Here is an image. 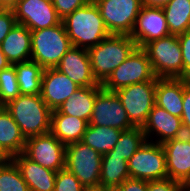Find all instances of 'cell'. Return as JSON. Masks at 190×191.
I'll list each match as a JSON object with an SVG mask.
<instances>
[{
	"mask_svg": "<svg viewBox=\"0 0 190 191\" xmlns=\"http://www.w3.org/2000/svg\"><path fill=\"white\" fill-rule=\"evenodd\" d=\"M66 146L51 132L26 139L24 154L41 166L59 171L65 169Z\"/></svg>",
	"mask_w": 190,
	"mask_h": 191,
	"instance_id": "7c38bea8",
	"label": "cell"
},
{
	"mask_svg": "<svg viewBox=\"0 0 190 191\" xmlns=\"http://www.w3.org/2000/svg\"><path fill=\"white\" fill-rule=\"evenodd\" d=\"M20 95L14 65L0 71V106L16 99Z\"/></svg>",
	"mask_w": 190,
	"mask_h": 191,
	"instance_id": "4dcf8cb0",
	"label": "cell"
},
{
	"mask_svg": "<svg viewBox=\"0 0 190 191\" xmlns=\"http://www.w3.org/2000/svg\"><path fill=\"white\" fill-rule=\"evenodd\" d=\"M110 34L131 35L142 8L141 0H93Z\"/></svg>",
	"mask_w": 190,
	"mask_h": 191,
	"instance_id": "30bf717a",
	"label": "cell"
},
{
	"mask_svg": "<svg viewBox=\"0 0 190 191\" xmlns=\"http://www.w3.org/2000/svg\"><path fill=\"white\" fill-rule=\"evenodd\" d=\"M10 65L11 63L8 61L7 57L4 55L0 48V71L8 68Z\"/></svg>",
	"mask_w": 190,
	"mask_h": 191,
	"instance_id": "60d3db41",
	"label": "cell"
},
{
	"mask_svg": "<svg viewBox=\"0 0 190 191\" xmlns=\"http://www.w3.org/2000/svg\"><path fill=\"white\" fill-rule=\"evenodd\" d=\"M147 191H186V186L169 178L147 181Z\"/></svg>",
	"mask_w": 190,
	"mask_h": 191,
	"instance_id": "836d02e7",
	"label": "cell"
},
{
	"mask_svg": "<svg viewBox=\"0 0 190 191\" xmlns=\"http://www.w3.org/2000/svg\"><path fill=\"white\" fill-rule=\"evenodd\" d=\"M186 191H190V184L186 185Z\"/></svg>",
	"mask_w": 190,
	"mask_h": 191,
	"instance_id": "ee69618b",
	"label": "cell"
},
{
	"mask_svg": "<svg viewBox=\"0 0 190 191\" xmlns=\"http://www.w3.org/2000/svg\"><path fill=\"white\" fill-rule=\"evenodd\" d=\"M10 158L5 154V152L0 148V165L5 164Z\"/></svg>",
	"mask_w": 190,
	"mask_h": 191,
	"instance_id": "7bdbcfd3",
	"label": "cell"
},
{
	"mask_svg": "<svg viewBox=\"0 0 190 191\" xmlns=\"http://www.w3.org/2000/svg\"><path fill=\"white\" fill-rule=\"evenodd\" d=\"M12 10L16 22L26 26L30 31L62 23L51 0H19Z\"/></svg>",
	"mask_w": 190,
	"mask_h": 191,
	"instance_id": "4fadbf2b",
	"label": "cell"
},
{
	"mask_svg": "<svg viewBox=\"0 0 190 191\" xmlns=\"http://www.w3.org/2000/svg\"><path fill=\"white\" fill-rule=\"evenodd\" d=\"M55 68L80 87H102L93 76L88 51L85 48L73 46Z\"/></svg>",
	"mask_w": 190,
	"mask_h": 191,
	"instance_id": "2e32d148",
	"label": "cell"
},
{
	"mask_svg": "<svg viewBox=\"0 0 190 191\" xmlns=\"http://www.w3.org/2000/svg\"><path fill=\"white\" fill-rule=\"evenodd\" d=\"M89 123L81 118L51 112L50 132L65 146L82 140Z\"/></svg>",
	"mask_w": 190,
	"mask_h": 191,
	"instance_id": "7402d4cb",
	"label": "cell"
},
{
	"mask_svg": "<svg viewBox=\"0 0 190 191\" xmlns=\"http://www.w3.org/2000/svg\"><path fill=\"white\" fill-rule=\"evenodd\" d=\"M166 156L169 179L190 184V136L184 135L161 144Z\"/></svg>",
	"mask_w": 190,
	"mask_h": 191,
	"instance_id": "9a60e30c",
	"label": "cell"
},
{
	"mask_svg": "<svg viewBox=\"0 0 190 191\" xmlns=\"http://www.w3.org/2000/svg\"><path fill=\"white\" fill-rule=\"evenodd\" d=\"M89 125L112 127L123 131L135 127L117 94L103 88L96 95Z\"/></svg>",
	"mask_w": 190,
	"mask_h": 191,
	"instance_id": "8fae6325",
	"label": "cell"
},
{
	"mask_svg": "<svg viewBox=\"0 0 190 191\" xmlns=\"http://www.w3.org/2000/svg\"><path fill=\"white\" fill-rule=\"evenodd\" d=\"M31 31L16 23L3 39L0 48L11 65L31 60Z\"/></svg>",
	"mask_w": 190,
	"mask_h": 191,
	"instance_id": "44dd1931",
	"label": "cell"
},
{
	"mask_svg": "<svg viewBox=\"0 0 190 191\" xmlns=\"http://www.w3.org/2000/svg\"><path fill=\"white\" fill-rule=\"evenodd\" d=\"M181 120L185 135L190 136V82L184 78L183 112Z\"/></svg>",
	"mask_w": 190,
	"mask_h": 191,
	"instance_id": "d590c367",
	"label": "cell"
},
{
	"mask_svg": "<svg viewBox=\"0 0 190 191\" xmlns=\"http://www.w3.org/2000/svg\"><path fill=\"white\" fill-rule=\"evenodd\" d=\"M83 191H114L113 189L104 186L84 187Z\"/></svg>",
	"mask_w": 190,
	"mask_h": 191,
	"instance_id": "b9f144b4",
	"label": "cell"
},
{
	"mask_svg": "<svg viewBox=\"0 0 190 191\" xmlns=\"http://www.w3.org/2000/svg\"><path fill=\"white\" fill-rule=\"evenodd\" d=\"M157 78L129 85L115 91L135 127H143L155 105Z\"/></svg>",
	"mask_w": 190,
	"mask_h": 191,
	"instance_id": "ba28073f",
	"label": "cell"
},
{
	"mask_svg": "<svg viewBox=\"0 0 190 191\" xmlns=\"http://www.w3.org/2000/svg\"><path fill=\"white\" fill-rule=\"evenodd\" d=\"M137 47L130 35L110 34L87 49L94 78L102 84Z\"/></svg>",
	"mask_w": 190,
	"mask_h": 191,
	"instance_id": "7a4b0ae2",
	"label": "cell"
},
{
	"mask_svg": "<svg viewBox=\"0 0 190 191\" xmlns=\"http://www.w3.org/2000/svg\"><path fill=\"white\" fill-rule=\"evenodd\" d=\"M102 154L82 141L66 146L65 169L74 174L84 187L100 185Z\"/></svg>",
	"mask_w": 190,
	"mask_h": 191,
	"instance_id": "8992f818",
	"label": "cell"
},
{
	"mask_svg": "<svg viewBox=\"0 0 190 191\" xmlns=\"http://www.w3.org/2000/svg\"><path fill=\"white\" fill-rule=\"evenodd\" d=\"M4 107L20 127L25 139L50 132L52 110L40 94H20Z\"/></svg>",
	"mask_w": 190,
	"mask_h": 191,
	"instance_id": "3957f363",
	"label": "cell"
},
{
	"mask_svg": "<svg viewBox=\"0 0 190 191\" xmlns=\"http://www.w3.org/2000/svg\"><path fill=\"white\" fill-rule=\"evenodd\" d=\"M142 127L123 131L114 148L102 156H119L128 161L146 141Z\"/></svg>",
	"mask_w": 190,
	"mask_h": 191,
	"instance_id": "f1b7e54d",
	"label": "cell"
},
{
	"mask_svg": "<svg viewBox=\"0 0 190 191\" xmlns=\"http://www.w3.org/2000/svg\"><path fill=\"white\" fill-rule=\"evenodd\" d=\"M146 139L156 133L158 140L155 143L162 144L170 139L179 138L185 135L182 120L180 117L167 112L165 109L154 105L149 113L146 123L142 127ZM155 132V133H154Z\"/></svg>",
	"mask_w": 190,
	"mask_h": 191,
	"instance_id": "ac0fdd59",
	"label": "cell"
},
{
	"mask_svg": "<svg viewBox=\"0 0 190 191\" xmlns=\"http://www.w3.org/2000/svg\"><path fill=\"white\" fill-rule=\"evenodd\" d=\"M101 89L102 87H80L57 110L89 123L96 95Z\"/></svg>",
	"mask_w": 190,
	"mask_h": 191,
	"instance_id": "cb8c5ba5",
	"label": "cell"
},
{
	"mask_svg": "<svg viewBox=\"0 0 190 191\" xmlns=\"http://www.w3.org/2000/svg\"><path fill=\"white\" fill-rule=\"evenodd\" d=\"M31 42V60L44 69L55 68L73 47L63 23L31 31Z\"/></svg>",
	"mask_w": 190,
	"mask_h": 191,
	"instance_id": "277c9868",
	"label": "cell"
},
{
	"mask_svg": "<svg viewBox=\"0 0 190 191\" xmlns=\"http://www.w3.org/2000/svg\"><path fill=\"white\" fill-rule=\"evenodd\" d=\"M0 191H30L18 166L11 158L0 165Z\"/></svg>",
	"mask_w": 190,
	"mask_h": 191,
	"instance_id": "f546056e",
	"label": "cell"
},
{
	"mask_svg": "<svg viewBox=\"0 0 190 191\" xmlns=\"http://www.w3.org/2000/svg\"><path fill=\"white\" fill-rule=\"evenodd\" d=\"M58 16L64 19L75 9L85 6L90 0H51Z\"/></svg>",
	"mask_w": 190,
	"mask_h": 191,
	"instance_id": "d6a6232c",
	"label": "cell"
},
{
	"mask_svg": "<svg viewBox=\"0 0 190 191\" xmlns=\"http://www.w3.org/2000/svg\"><path fill=\"white\" fill-rule=\"evenodd\" d=\"M79 88L80 86L56 68L44 69L40 95L52 111L58 109Z\"/></svg>",
	"mask_w": 190,
	"mask_h": 191,
	"instance_id": "e0dca14e",
	"label": "cell"
},
{
	"mask_svg": "<svg viewBox=\"0 0 190 191\" xmlns=\"http://www.w3.org/2000/svg\"><path fill=\"white\" fill-rule=\"evenodd\" d=\"M16 23L13 10L0 9V44Z\"/></svg>",
	"mask_w": 190,
	"mask_h": 191,
	"instance_id": "8d00e7d4",
	"label": "cell"
},
{
	"mask_svg": "<svg viewBox=\"0 0 190 191\" xmlns=\"http://www.w3.org/2000/svg\"><path fill=\"white\" fill-rule=\"evenodd\" d=\"M155 77L146 51L143 48L136 47L128 58L109 75L101 86L107 91L115 92L129 85L151 81Z\"/></svg>",
	"mask_w": 190,
	"mask_h": 191,
	"instance_id": "52a82bcc",
	"label": "cell"
},
{
	"mask_svg": "<svg viewBox=\"0 0 190 191\" xmlns=\"http://www.w3.org/2000/svg\"><path fill=\"white\" fill-rule=\"evenodd\" d=\"M114 191H147V181L136 178H128Z\"/></svg>",
	"mask_w": 190,
	"mask_h": 191,
	"instance_id": "74e56055",
	"label": "cell"
},
{
	"mask_svg": "<svg viewBox=\"0 0 190 191\" xmlns=\"http://www.w3.org/2000/svg\"><path fill=\"white\" fill-rule=\"evenodd\" d=\"M184 78H157L155 105L181 118Z\"/></svg>",
	"mask_w": 190,
	"mask_h": 191,
	"instance_id": "ffe728a7",
	"label": "cell"
},
{
	"mask_svg": "<svg viewBox=\"0 0 190 191\" xmlns=\"http://www.w3.org/2000/svg\"><path fill=\"white\" fill-rule=\"evenodd\" d=\"M146 51L156 78H183V60L178 35L153 40Z\"/></svg>",
	"mask_w": 190,
	"mask_h": 191,
	"instance_id": "5b68a950",
	"label": "cell"
},
{
	"mask_svg": "<svg viewBox=\"0 0 190 191\" xmlns=\"http://www.w3.org/2000/svg\"><path fill=\"white\" fill-rule=\"evenodd\" d=\"M142 5L148 7H163L172 0H141Z\"/></svg>",
	"mask_w": 190,
	"mask_h": 191,
	"instance_id": "f35d334b",
	"label": "cell"
},
{
	"mask_svg": "<svg viewBox=\"0 0 190 191\" xmlns=\"http://www.w3.org/2000/svg\"><path fill=\"white\" fill-rule=\"evenodd\" d=\"M30 191H54L57 172L29 159L23 152L11 158Z\"/></svg>",
	"mask_w": 190,
	"mask_h": 191,
	"instance_id": "d6986e66",
	"label": "cell"
},
{
	"mask_svg": "<svg viewBox=\"0 0 190 191\" xmlns=\"http://www.w3.org/2000/svg\"><path fill=\"white\" fill-rule=\"evenodd\" d=\"M122 132L112 127L88 125L81 141L103 155L114 148Z\"/></svg>",
	"mask_w": 190,
	"mask_h": 191,
	"instance_id": "484cf974",
	"label": "cell"
},
{
	"mask_svg": "<svg viewBox=\"0 0 190 191\" xmlns=\"http://www.w3.org/2000/svg\"><path fill=\"white\" fill-rule=\"evenodd\" d=\"M168 35L170 31L162 7L143 5L130 35L137 47L143 48L147 43Z\"/></svg>",
	"mask_w": 190,
	"mask_h": 191,
	"instance_id": "5bb4252c",
	"label": "cell"
},
{
	"mask_svg": "<svg viewBox=\"0 0 190 191\" xmlns=\"http://www.w3.org/2000/svg\"><path fill=\"white\" fill-rule=\"evenodd\" d=\"M172 35L190 30V0H172L162 7Z\"/></svg>",
	"mask_w": 190,
	"mask_h": 191,
	"instance_id": "83f0119b",
	"label": "cell"
},
{
	"mask_svg": "<svg viewBox=\"0 0 190 191\" xmlns=\"http://www.w3.org/2000/svg\"><path fill=\"white\" fill-rule=\"evenodd\" d=\"M84 186L67 169L57 171L54 191H83Z\"/></svg>",
	"mask_w": 190,
	"mask_h": 191,
	"instance_id": "1f68e13d",
	"label": "cell"
},
{
	"mask_svg": "<svg viewBox=\"0 0 190 191\" xmlns=\"http://www.w3.org/2000/svg\"><path fill=\"white\" fill-rule=\"evenodd\" d=\"M130 178L128 162L119 156H102L100 185L115 190Z\"/></svg>",
	"mask_w": 190,
	"mask_h": 191,
	"instance_id": "d4e9b609",
	"label": "cell"
},
{
	"mask_svg": "<svg viewBox=\"0 0 190 191\" xmlns=\"http://www.w3.org/2000/svg\"><path fill=\"white\" fill-rule=\"evenodd\" d=\"M19 0H0V9H13Z\"/></svg>",
	"mask_w": 190,
	"mask_h": 191,
	"instance_id": "ab89813d",
	"label": "cell"
},
{
	"mask_svg": "<svg viewBox=\"0 0 190 191\" xmlns=\"http://www.w3.org/2000/svg\"><path fill=\"white\" fill-rule=\"evenodd\" d=\"M127 162L130 178L146 181L168 178L165 152L159 143L146 140Z\"/></svg>",
	"mask_w": 190,
	"mask_h": 191,
	"instance_id": "9c48e42d",
	"label": "cell"
},
{
	"mask_svg": "<svg viewBox=\"0 0 190 191\" xmlns=\"http://www.w3.org/2000/svg\"><path fill=\"white\" fill-rule=\"evenodd\" d=\"M178 39L180 42L182 60H183V78H190V30L185 33L179 34Z\"/></svg>",
	"mask_w": 190,
	"mask_h": 191,
	"instance_id": "e575fe53",
	"label": "cell"
},
{
	"mask_svg": "<svg viewBox=\"0 0 190 191\" xmlns=\"http://www.w3.org/2000/svg\"><path fill=\"white\" fill-rule=\"evenodd\" d=\"M26 139L4 106H0V148L12 158L24 152Z\"/></svg>",
	"mask_w": 190,
	"mask_h": 191,
	"instance_id": "603a6c76",
	"label": "cell"
},
{
	"mask_svg": "<svg viewBox=\"0 0 190 191\" xmlns=\"http://www.w3.org/2000/svg\"><path fill=\"white\" fill-rule=\"evenodd\" d=\"M62 23L74 47L89 49L110 35L93 0L75 9Z\"/></svg>",
	"mask_w": 190,
	"mask_h": 191,
	"instance_id": "6da1fadb",
	"label": "cell"
},
{
	"mask_svg": "<svg viewBox=\"0 0 190 191\" xmlns=\"http://www.w3.org/2000/svg\"><path fill=\"white\" fill-rule=\"evenodd\" d=\"M13 65L16 70L20 94H40L44 68L32 60L16 63Z\"/></svg>",
	"mask_w": 190,
	"mask_h": 191,
	"instance_id": "4316f807",
	"label": "cell"
}]
</instances>
